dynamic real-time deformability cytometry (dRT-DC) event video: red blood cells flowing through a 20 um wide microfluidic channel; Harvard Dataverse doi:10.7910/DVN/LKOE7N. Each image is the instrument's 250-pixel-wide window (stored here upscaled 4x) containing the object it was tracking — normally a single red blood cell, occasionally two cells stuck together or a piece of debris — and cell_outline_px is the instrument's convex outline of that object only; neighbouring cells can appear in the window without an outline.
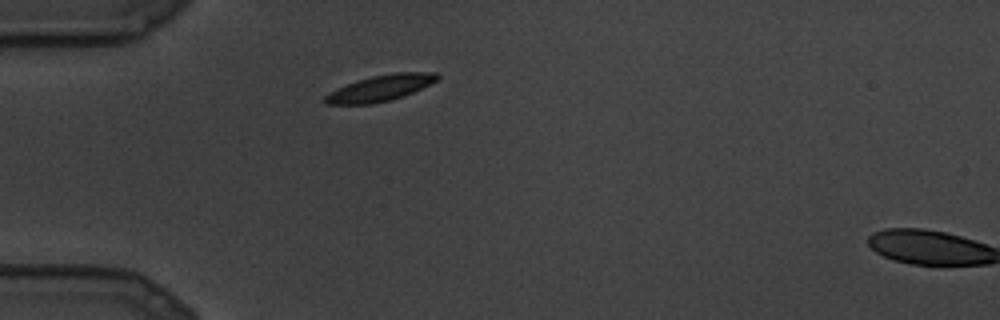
{"species": "common noctule bat (a hibernating species)", "species_latin": "Nyctalus noctula", "temperature_condition": "cold", "stored_images_in_passage": 2, "camera_frame_rate_fps": 3000, "um_per_image_px": 0.085, "animal": {"sex": "male", "body_mass_g": 19.5, "forearm_length_mm": 54.6}, "frame": {"image": 1, "passage_image": 1, "time_ms": 0.0, "image_size_px": [1000, 320], "cell_outline_px": [[440, 76], [436, 80], [404, 96], [372, 104], [328, 104], [324, 100], [324, 96], [328, 92], [336, 88], [356, 80], [372, 76], [396, 72], [436, 72]], "centroid_in_image_um": [32.28, 7.48], "position_along_channel_um": 52.7, "area_um2": 16.88}}